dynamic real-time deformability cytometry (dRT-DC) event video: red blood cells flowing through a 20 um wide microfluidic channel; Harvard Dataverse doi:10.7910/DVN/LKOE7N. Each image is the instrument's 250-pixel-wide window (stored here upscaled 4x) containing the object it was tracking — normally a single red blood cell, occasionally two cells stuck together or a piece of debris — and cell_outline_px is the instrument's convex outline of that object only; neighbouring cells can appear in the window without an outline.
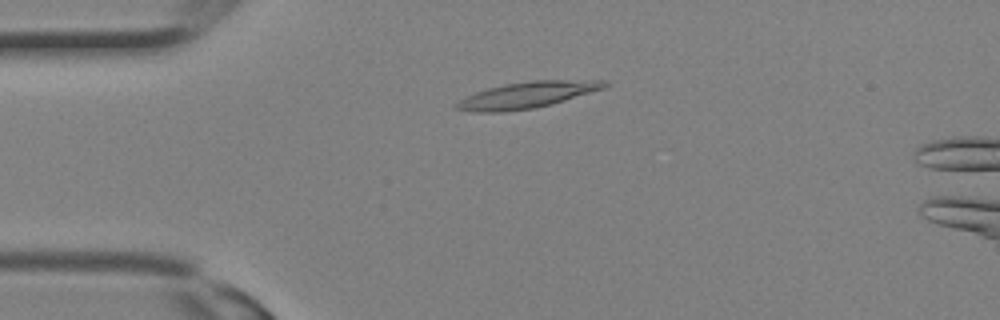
{"species": "Egyptian fruit bat (a non-hibernating species)", "species_latin": "Rousettus aegyptiacus", "temperature_condition": "room temperature", "stored_images_in_passage": 9, "camera_frame_rate_fps": 3000, "um_per_image_px": 0.085, "animal": {"sex": "female"}, "frame": {"image": 1, "passage_image": 7, "time_ms": 2.0, "image_size_px": [1000, 320], "cell_outline_px": [[608, 84], [604, 88], [552, 104], [536, 108], [504, 112], [476, 112], [456, 108], [452, 104], [476, 92], [488, 88], [504, 84], [532, 80], [608, 80]], "centroid_in_image_um": [44.81, 8.07], "position_along_channel_um": 40.2, "area_um2": 22.6}}